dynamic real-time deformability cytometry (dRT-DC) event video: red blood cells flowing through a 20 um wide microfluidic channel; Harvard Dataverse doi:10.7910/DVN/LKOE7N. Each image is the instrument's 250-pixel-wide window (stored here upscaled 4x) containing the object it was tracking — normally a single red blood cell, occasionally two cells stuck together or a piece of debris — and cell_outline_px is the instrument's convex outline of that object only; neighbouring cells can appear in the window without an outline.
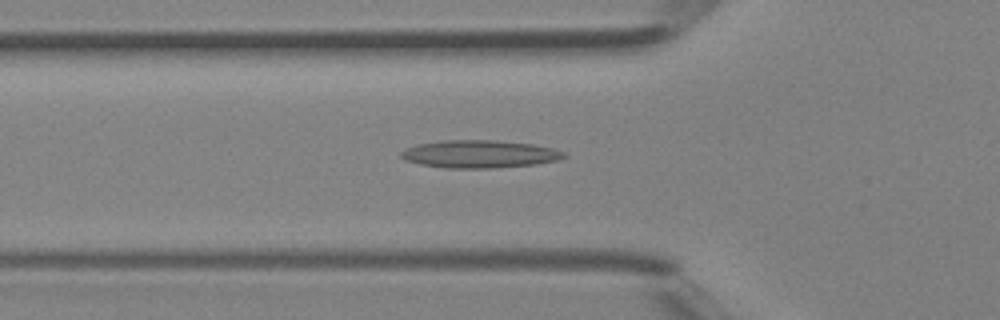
{"species": "Egyptian fruit bat (a non-hibernating species)", "species_latin": "Rousettus aegyptiacus", "temperature_condition": "room temperature", "stored_images_in_passage": 30, "camera_frame_rate_fps": 3000, "um_per_image_px": 0.085, "animal": {"sex": "female"}, "frame": {"image": 1, "passage_image": 2, "time_ms": 0.333, "image_size_px": [1000, 320], "cell_outline_px": [[568, 156], [556, 160], [536, 164], [492, 168], [448, 168], [420, 164], [404, 160], [400, 156], [400, 152], [408, 148], [420, 144], [440, 140], [492, 140], [532, 144], [552, 148], [564, 152]], "centroid_in_image_um": [40.75, 13.09], "position_along_channel_um": 85.0, "area_um2": 26.13}}
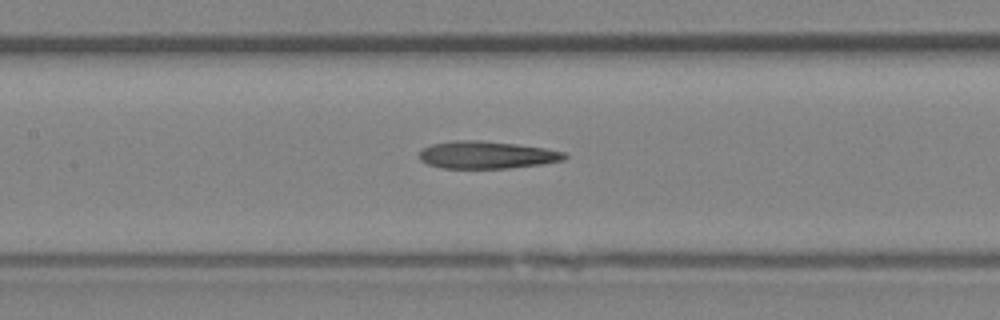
{"frame": {"image": 2, "passage_image": 7, "time_ms": 2.0, "image_size_px": [1000, 320], "cell_outline_px": [[568, 156], [564, 160], [540, 164], [508, 168], [444, 168], [428, 164], [420, 160], [420, 152], [424, 148], [432, 144], [456, 140], [476, 140], [516, 144], [544, 148], [564, 152]], "centroid_in_image_um": [41.38, 13.17], "position_along_channel_um": 166.0, "area_um2": 22.95}}
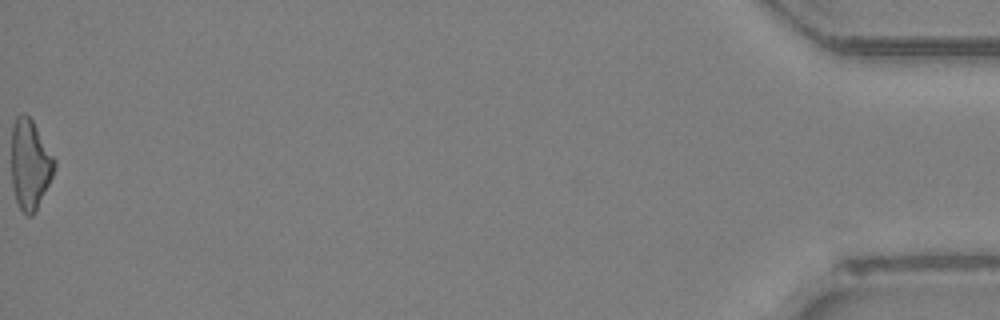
{"frame": {"image": 3, "passage_image": 30, "time_ms": 9.667, "image_size_px": [1000, 320], "cell_outline_px": [[56, 168], [32, 216], [28, 216], [20, 208], [16, 200], [12, 184], [12, 124], [16, 116], [24, 112], [32, 120], [56, 160]], "centroid_in_image_um": [2.54, 13.93], "position_along_channel_um": 432.7, "area_um2": 22.2}}